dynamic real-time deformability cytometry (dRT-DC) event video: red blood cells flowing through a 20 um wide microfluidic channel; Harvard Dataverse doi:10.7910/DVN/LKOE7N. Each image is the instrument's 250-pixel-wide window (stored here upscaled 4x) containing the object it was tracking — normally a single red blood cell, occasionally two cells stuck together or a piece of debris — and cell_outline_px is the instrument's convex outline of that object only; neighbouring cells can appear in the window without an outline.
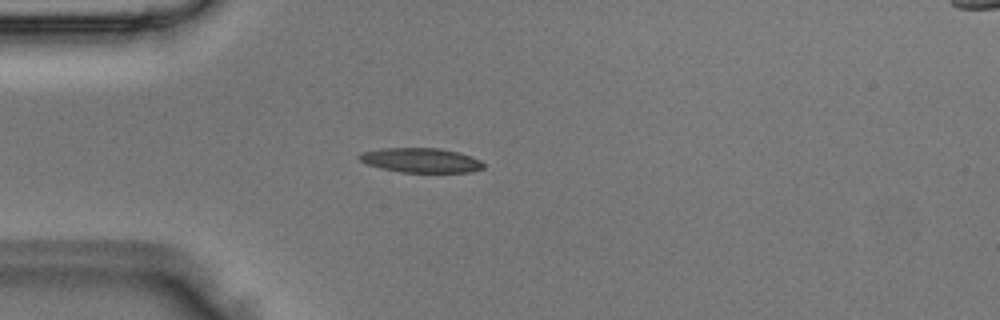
{"species": "Egyptian fruit bat (a non-hibernating species)", "species_latin": "Rousettus aegyptiacus", "temperature_condition": "room temperature", "stored_images_in_passage": 1, "camera_frame_rate_fps": 3000, "um_per_image_px": 0.085, "animal": {"sex": "male"}, "frame": {"image": 1, "passage_image": 1, "time_ms": 0.0, "image_size_px": [1000, 320], "cell_outline_px": [[484, 168], [472, 172], [400, 172], [380, 168], [368, 164], [360, 160], [356, 156], [360, 152], [380, 148], [440, 148], [456, 152], [480, 160], [484, 164]], "centroid_in_image_um": [35.73, 13.62], "position_along_channel_um": 49.3, "area_um2": 17.74}}